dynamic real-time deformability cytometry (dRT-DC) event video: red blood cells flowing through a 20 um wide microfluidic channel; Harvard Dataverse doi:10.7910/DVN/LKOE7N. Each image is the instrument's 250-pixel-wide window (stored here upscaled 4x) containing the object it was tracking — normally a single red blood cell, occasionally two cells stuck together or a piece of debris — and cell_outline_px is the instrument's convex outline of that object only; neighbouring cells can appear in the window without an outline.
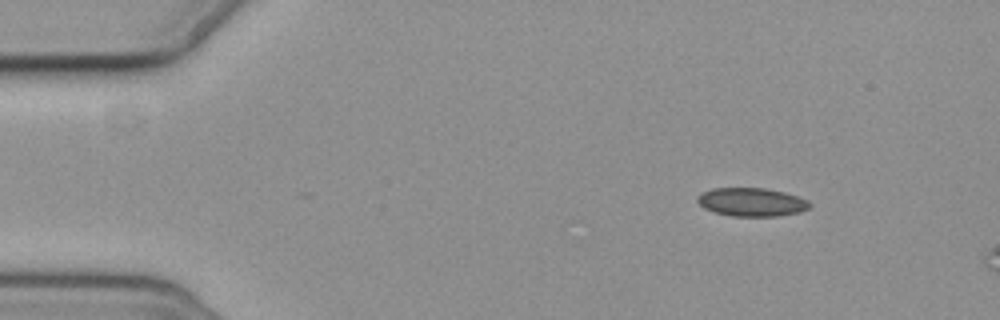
{"species": "common noctule bat (a hibernating species)", "species_latin": "Nyctalus noctula", "temperature_condition": "cold", "stored_images_in_passage": 5, "camera_frame_rate_fps": 3000, "um_per_image_px": 0.085, "animal": {"sex": "female", "body_mass_g": 19.3, "forearm_length_mm": 54.1}, "frame": {"image": 1, "passage_image": 2, "time_ms": 1.0, "image_size_px": [1000, 320], "cell_outline_px": [[812, 204], [808, 208], [800, 212], [780, 216], [732, 216], [716, 212], [704, 208], [696, 200], [696, 196], [700, 192], [712, 188], [764, 188], [784, 192], [808, 200]], "centroid_in_image_um": [63.87, 17.17], "position_along_channel_um": 21.1, "area_um2": 18.67}}